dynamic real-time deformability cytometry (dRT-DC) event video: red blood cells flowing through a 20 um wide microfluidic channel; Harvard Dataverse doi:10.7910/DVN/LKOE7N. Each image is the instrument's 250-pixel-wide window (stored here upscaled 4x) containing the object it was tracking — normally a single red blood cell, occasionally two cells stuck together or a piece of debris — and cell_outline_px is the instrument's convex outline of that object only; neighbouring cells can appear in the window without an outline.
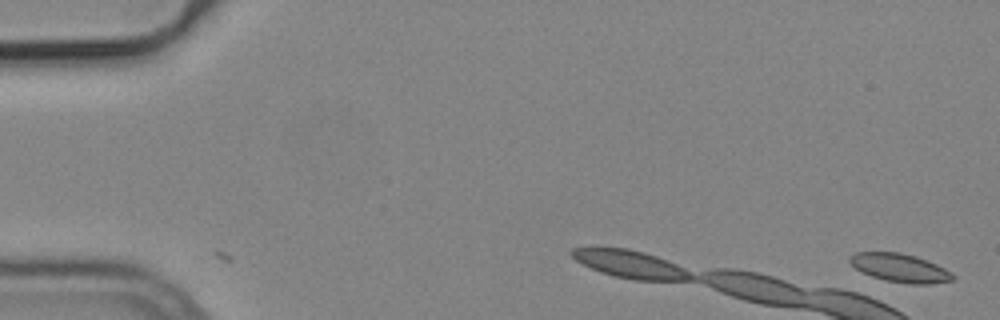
{"species": "common noctule bat (a hibernating species)", "species_latin": "Nyctalus noctula", "temperature_condition": "cold", "stored_images_in_passage": 4, "camera_frame_rate_fps": 3000, "um_per_image_px": 0.085, "animal": {"sex": "male", "body_mass_g": 19.2, "forearm_length_mm": 51.8}, "frame": {"image": 1, "passage_image": 1, "time_ms": 0.0, "image_size_px": [1000, 320], "cell_outline_px": [[956, 276], [952, 280], [932, 284], [912, 284], [888, 280], [872, 276], [856, 268], [848, 260], [856, 252], [900, 252], [916, 256], [936, 264], [952, 272]], "centroid_in_image_um": [76.55, 22.76], "position_along_channel_um": 8.4, "area_um2": 16.82}}